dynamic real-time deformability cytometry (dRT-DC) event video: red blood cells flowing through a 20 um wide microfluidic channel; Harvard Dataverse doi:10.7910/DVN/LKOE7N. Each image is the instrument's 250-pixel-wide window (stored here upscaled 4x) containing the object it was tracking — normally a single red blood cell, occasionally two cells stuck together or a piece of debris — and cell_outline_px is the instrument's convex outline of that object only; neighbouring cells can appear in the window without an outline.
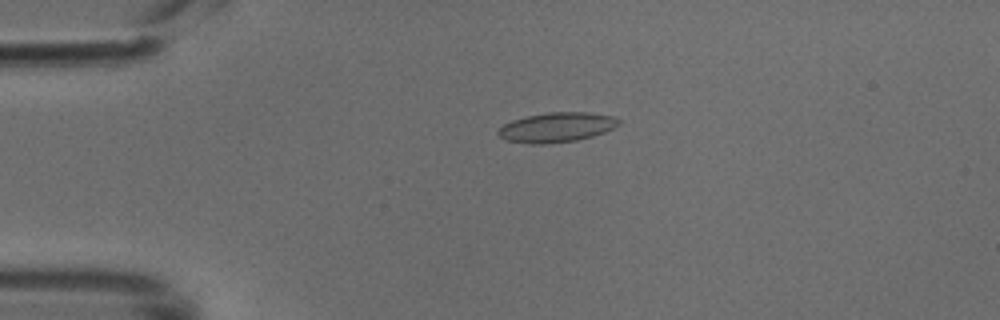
{"species": "common noctule bat (a hibernating species)", "species_latin": "Nyctalus noctula", "temperature_condition": "cold", "stored_images_in_passage": 39, "camera_frame_rate_fps": 3000, "um_per_image_px": 0.085, "animal": {"sex": "male", "body_mass_g": 18.8}, "frame": {"image": 1, "passage_image": 1, "time_ms": 0.0, "image_size_px": [1000, 320], "cell_outline_px": [[620, 124], [604, 132], [592, 136], [576, 140], [544, 144], [528, 144], [504, 140], [496, 132], [504, 124], [512, 120], [528, 116], [548, 112], [588, 112], [612, 116], [620, 120]], "centroid_in_image_um": [47.29, 10.82], "position_along_channel_um": 37.7, "area_um2": 20.81}}
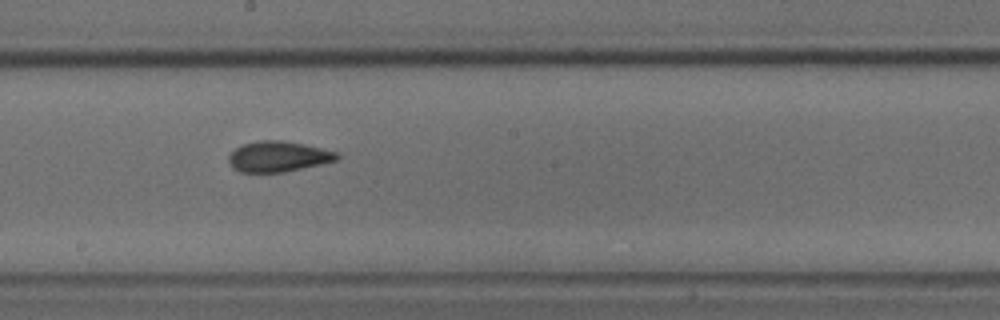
{"frame": {"image": 2, "passage_image": 17, "time_ms": 5.333, "image_size_px": [1000, 320], "cell_outline_px": [[340, 160], [284, 172], [240, 172], [232, 168], [228, 160], [228, 156], [236, 148], [244, 144], [260, 140], [280, 140], [304, 144], [340, 152]], "centroid_in_image_um": [23.69, 13.31], "position_along_channel_um": 224.5, "area_um2": 19.42}}
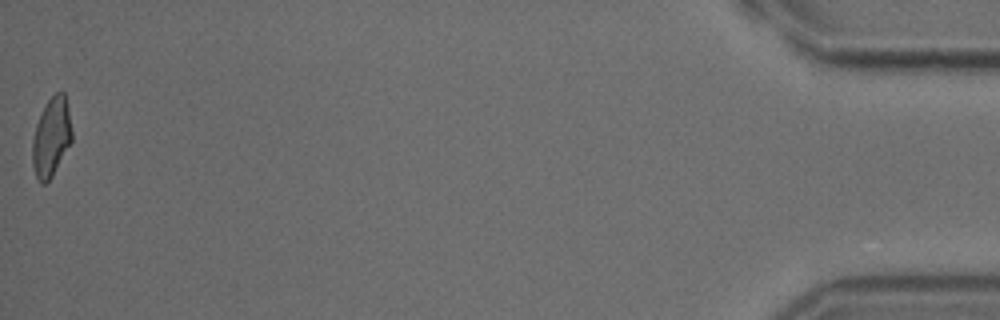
{"frame": {"image": 3, "passage_image": 39, "time_ms": 12.667, "image_size_px": [1000, 320], "cell_outline_px": [[72, 140], [52, 176], [44, 184], [40, 184], [36, 176], [32, 164], [32, 140], [36, 124], [48, 100], [56, 92], [64, 92], [68, 108], [72, 132]], "centroid_in_image_um": [4.35, 11.67], "position_along_channel_um": 430.8, "area_um2": 17.92}}